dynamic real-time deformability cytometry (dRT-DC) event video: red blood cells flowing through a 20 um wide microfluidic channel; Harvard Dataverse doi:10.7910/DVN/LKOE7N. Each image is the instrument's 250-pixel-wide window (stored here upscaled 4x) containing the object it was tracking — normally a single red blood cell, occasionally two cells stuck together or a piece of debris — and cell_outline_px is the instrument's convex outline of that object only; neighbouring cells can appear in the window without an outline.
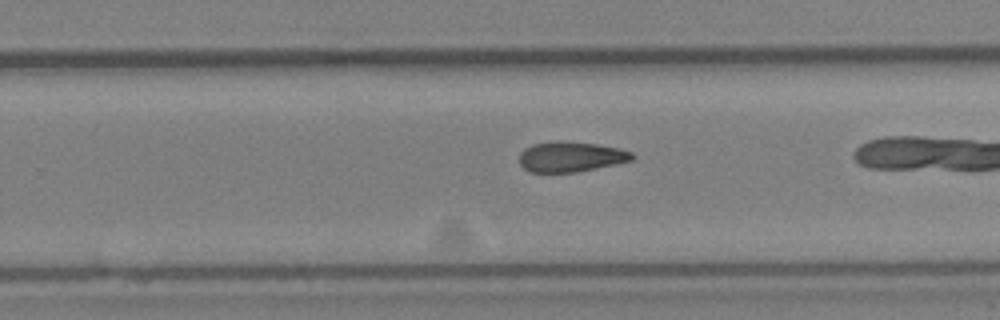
{"species": "Egyptian fruit bat (a non-hibernating species)", "species_latin": "Rousettus aegyptiacus", "temperature_condition": "cold", "stored_images_in_passage": 35, "camera_frame_rate_fps": 3000, "um_per_image_px": 0.085, "animal": {"sex": "female"}, "frame": {"image": 1, "passage_image": 28, "time_ms": 9.0, "image_size_px": [1000, 320], "cell_outline_px": [[636, 156], [632, 160], [616, 164], [576, 172], [528, 172], [520, 164], [520, 152], [524, 148], [532, 144], [560, 140], [596, 144], [620, 148], [632, 152]], "centroid_in_image_um": [48.52, 13.32], "position_along_channel_um": 281.3, "area_um2": 20.0}}
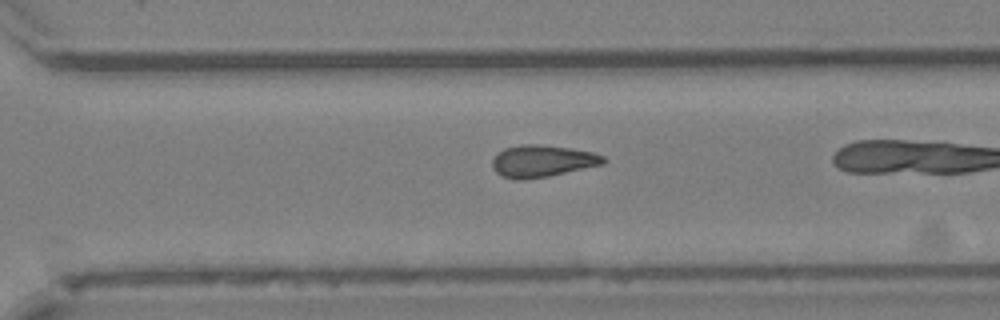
{"frame": {"image": 2, "passage_image": 31, "time_ms": 10.0, "image_size_px": [1000, 320], "cell_outline_px": [[608, 160], [604, 164], [548, 176], [524, 180], [512, 180], [500, 176], [492, 168], [492, 160], [504, 148], [524, 144], [536, 144], [568, 148], [592, 152], [604, 156]], "centroid_in_image_um": [46.08, 13.71], "position_along_channel_um": 324.5, "area_um2": 20.69}}